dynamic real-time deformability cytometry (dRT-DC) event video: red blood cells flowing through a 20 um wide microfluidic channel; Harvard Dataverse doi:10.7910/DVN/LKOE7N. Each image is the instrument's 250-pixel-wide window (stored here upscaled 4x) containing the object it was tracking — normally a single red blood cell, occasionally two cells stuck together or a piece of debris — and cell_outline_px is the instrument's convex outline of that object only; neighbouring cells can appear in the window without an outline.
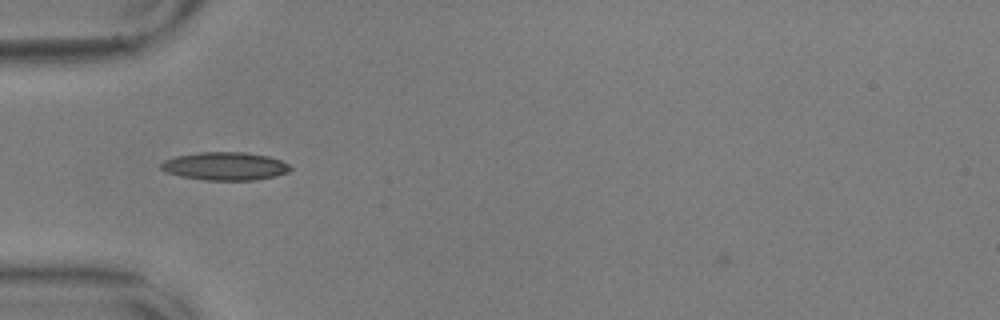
{"species": "common noctule bat (a hibernating species)", "species_latin": "Nyctalus noctula", "temperature_condition": "warm", "stored_images_in_passage": 36, "camera_frame_rate_fps": 3000, "um_per_image_px": 0.085, "animal": {"sex": "male", "body_mass_g": 17.9, "forearm_length_mm": 54.2}, "frame": {"image": 1, "passage_image": 1, "time_ms": 0.0, "image_size_px": [1000, 320], "cell_outline_px": [[292, 168], [288, 172], [276, 176], [256, 180], [208, 180], [180, 176], [168, 172], [160, 168], [160, 164], [164, 160], [176, 156], [200, 152], [244, 152], [268, 156], [280, 160], [288, 164]], "centroid_in_image_um": [19.14, 14.12], "position_along_channel_um": 65.9, "area_um2": 21.1}, "authors_computed_cell_mechanics": {"area_um2": 19.2474, "velocity_mm_per_s": 3.5923, "shape_relaxation_time_tau1_ms": 10.7481, "shape_relaxation_time_tau2_ms": 2.5161, "deformation_change_tau1": 0.2264, "deformation_change_tau2": 0.1058}}